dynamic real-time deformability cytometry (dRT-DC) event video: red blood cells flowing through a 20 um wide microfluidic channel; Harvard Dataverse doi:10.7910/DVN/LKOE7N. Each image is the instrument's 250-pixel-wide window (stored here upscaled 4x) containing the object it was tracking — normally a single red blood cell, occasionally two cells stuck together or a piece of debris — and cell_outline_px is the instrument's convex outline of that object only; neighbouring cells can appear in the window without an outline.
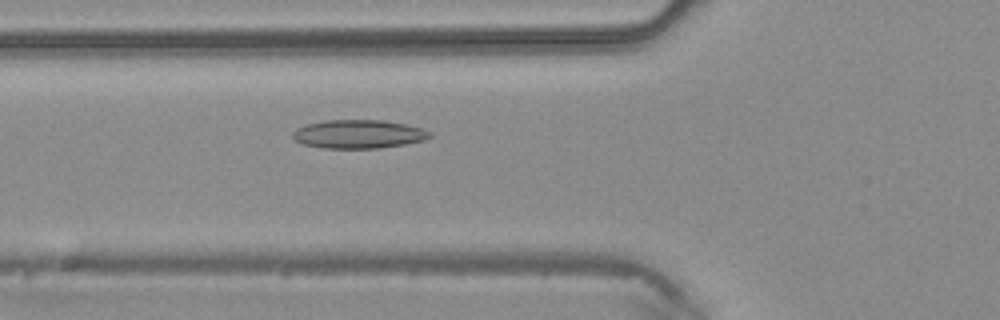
{"species": "common noctule bat (a hibernating species)", "species_latin": "Nyctalus noctula", "temperature_condition": "warm", "stored_images_in_passage": 45, "camera_frame_rate_fps": 3000, "um_per_image_px": 0.085, "animal": {"sex": "male", "body_mass_g": 20.4}, "frame": {"image": 1, "passage_image": 16, "time_ms": 5.0, "image_size_px": [1000, 320], "cell_outline_px": [[432, 136], [424, 140], [404, 144], [380, 148], [320, 148], [304, 144], [296, 140], [292, 136], [292, 132], [296, 128], [308, 124], [328, 120], [384, 120], [404, 124], [420, 128], [428, 132]], "centroid_in_image_um": [30.44, 11.4], "position_along_channel_um": 95.4, "area_um2": 22.6}}
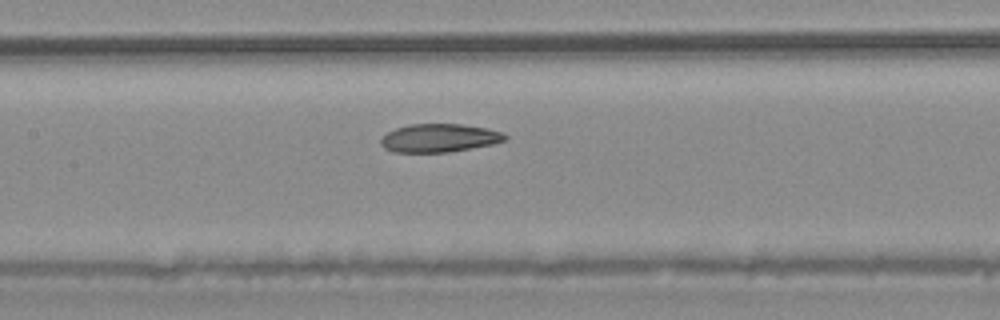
{"frame": {"image": 2, "passage_image": 21, "time_ms": 6.667, "image_size_px": [1000, 320], "cell_outline_px": [[508, 136], [504, 140], [492, 144], [448, 152], [392, 152], [384, 148], [380, 144], [380, 136], [396, 128], [408, 124], [460, 124], [488, 128], [500, 132]], "centroid_in_image_um": [37.28, 11.72], "position_along_channel_um": 170.1, "area_um2": 20.46}}
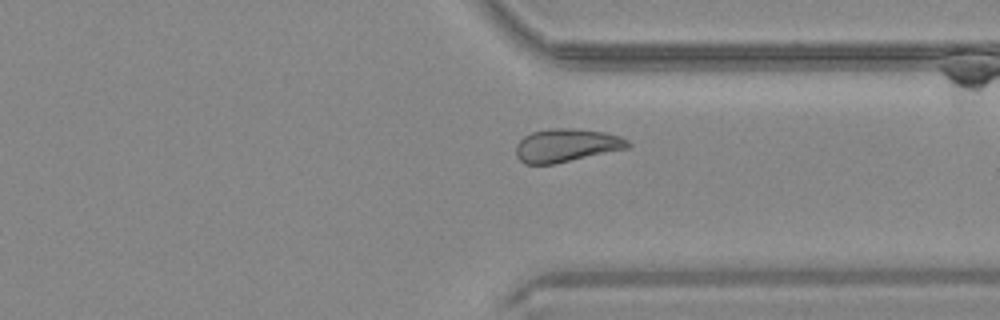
{"frame": {"image": 3, "passage_image": 34, "time_ms": 11.0, "image_size_px": [1000, 320], "cell_outline_px": [[632, 144], [628, 148], [552, 164], [524, 164], [516, 156], [516, 144], [524, 136], [532, 132], [548, 128], [572, 128], [604, 132], [620, 136], [628, 140]], "centroid_in_image_um": [48.13, 12.34], "position_along_channel_um": 363.3, "area_um2": 21.62}}